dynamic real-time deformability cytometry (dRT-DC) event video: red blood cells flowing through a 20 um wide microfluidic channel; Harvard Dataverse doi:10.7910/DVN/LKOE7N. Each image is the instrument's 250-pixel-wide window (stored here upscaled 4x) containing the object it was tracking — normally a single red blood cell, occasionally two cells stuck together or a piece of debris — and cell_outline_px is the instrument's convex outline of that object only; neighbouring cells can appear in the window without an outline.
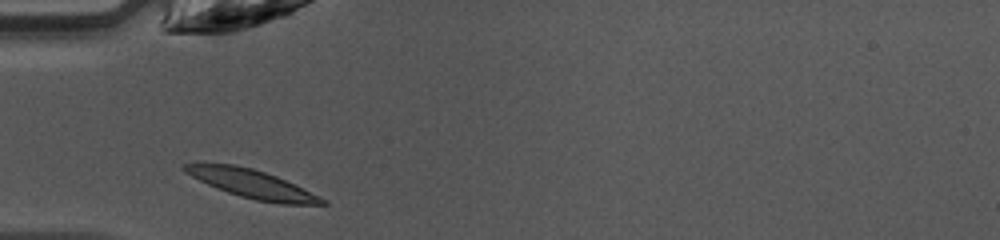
{"species": "common noctule bat (a hibernating species)", "species_latin": "Nyctalus noctula", "temperature_condition": "warm", "stored_images_in_passage": 27, "camera_frame_rate_fps": 3000, "um_per_image_px": 0.085, "animal": {"sex": "female", "body_mass_g": 10.0, "forearm_length_mm": 53.1}, "frame": {"image": 1, "passage_image": 1, "time_ms": 0.0, "image_size_px": [1000, 240], "cell_outline_px": [[328, 204], [280, 204], [256, 200], [240, 196], [216, 188], [184, 172], [180, 168], [180, 164], [196, 160], [232, 164], [252, 168], [276, 176], [320, 196], [328, 200]], "centroid_in_image_um": [21.29, 15.58], "position_along_channel_um": 63.7, "area_um2": 23.24}}
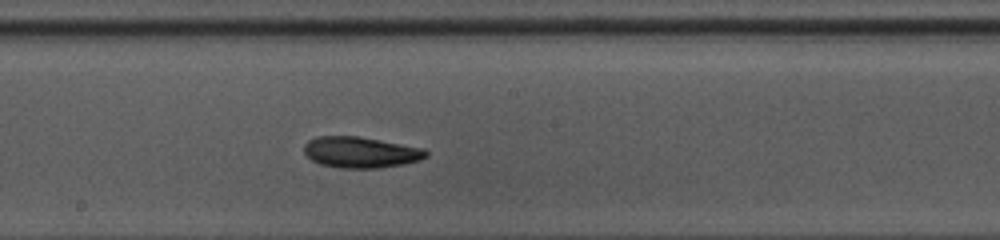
{"frame": {"image": 2, "passage_image": 12, "time_ms": 3.667, "image_size_px": [1000, 240], "cell_outline_px": [[428, 156], [420, 160], [404, 164], [376, 168], [340, 168], [320, 164], [312, 160], [304, 152], [304, 144], [308, 140], [316, 136], [356, 136], [424, 148], [428, 152]], "centroid_in_image_um": [30.65, 12.94], "position_along_channel_um": 217.6, "area_um2": 22.02}}
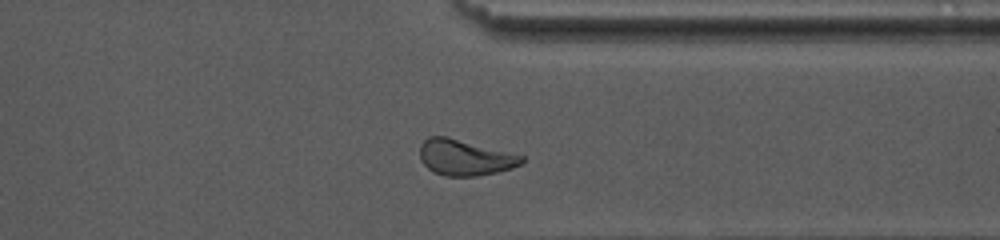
{"frame": {"image": 3, "passage_image": 23, "time_ms": 7.333, "image_size_px": [1000, 240], "cell_outline_px": [[524, 160], [520, 164], [512, 168], [496, 172], [476, 176], [444, 176], [432, 172], [420, 160], [420, 144], [428, 136], [448, 136], [524, 156]], "centroid_in_image_um": [39.48, 13.38], "position_along_channel_um": 371.9, "area_um2": 21.33}, "authors_computed_cell_mechanics": {"area_um2": 21.5016, "velocity_mm_per_s": 4.2218, "shape_relaxation_time_tau1_ms": 4.165, "shape_relaxation_time_tau2_ms": 2.3132, "deformation_change_tau1": 0.1229, "deformation_change_tau2": 0.0767}}